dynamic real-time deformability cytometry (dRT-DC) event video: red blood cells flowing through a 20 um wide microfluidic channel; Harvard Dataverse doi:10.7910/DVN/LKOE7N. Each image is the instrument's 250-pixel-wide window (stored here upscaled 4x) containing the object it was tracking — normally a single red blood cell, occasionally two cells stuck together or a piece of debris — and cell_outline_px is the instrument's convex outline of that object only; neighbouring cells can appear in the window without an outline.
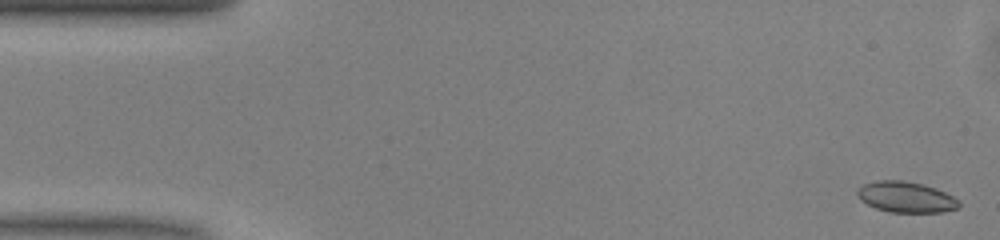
{"species": "common noctule bat (a hibernating species)", "species_latin": "Nyctalus noctula", "temperature_condition": "warm", "stored_images_in_passage": 49, "camera_frame_rate_fps": 3000, "um_per_image_px": 0.085, "animal": {"sex": "male", "body_mass_g": 13.0, "forearm_length_mm": 53.1}, "frame": {"image": 1, "passage_image": 1, "time_ms": 0.0, "image_size_px": [1000, 240], "cell_outline_px": [[960, 204], [956, 208], [944, 212], [892, 212], [876, 208], [860, 200], [856, 192], [864, 184], [876, 180], [904, 180], [924, 184], [936, 188], [960, 200]], "centroid_in_image_um": [77.02, 16.74], "position_along_channel_um": 8.0, "area_um2": 18.21}}
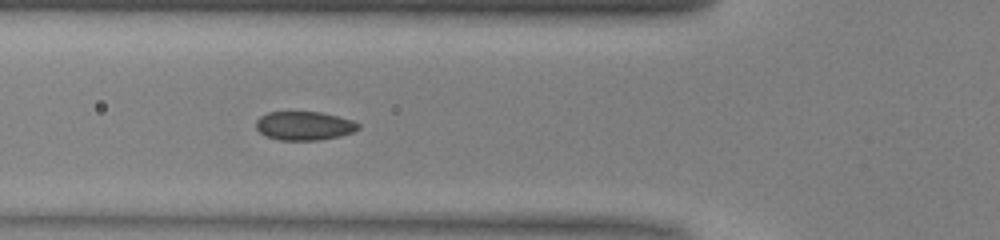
{"frame": {"image": 2, "passage_image": 17, "time_ms": 5.333, "image_size_px": [1000, 240], "cell_outline_px": [[360, 128], [352, 132], [340, 136], [320, 140], [280, 140], [264, 136], [256, 128], [256, 120], [260, 116], [268, 112], [320, 112], [352, 120], [360, 124]], "centroid_in_image_um": [25.84, 10.7], "position_along_channel_um": 100.0, "area_um2": 17.17}}
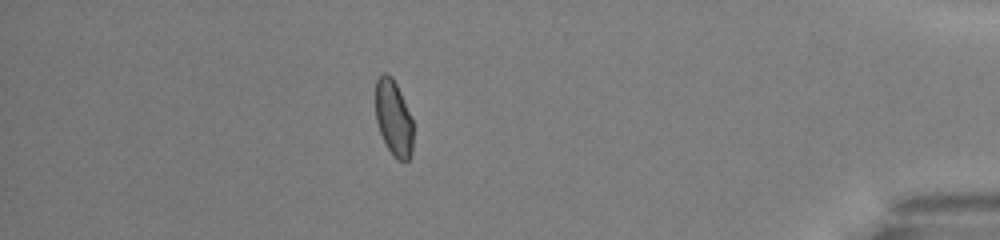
{"frame": {"image": 3, "passage_image": 43, "time_ms": 14.0, "image_size_px": [1000, 240], "cell_outline_px": [[412, 156], [408, 160], [400, 160], [388, 148], [380, 132], [376, 120], [376, 80], [380, 72], [388, 72], [392, 76], [412, 116]], "centroid_in_image_um": [33.45, 9.96], "position_along_channel_um": 401.7, "area_um2": 16.53}, "authors_computed_cell_mechanics": {"area_um2": 17.5134, "velocity_mm_per_s": 4.077, "shape_relaxation_time_tau1_ms": 6.3107, "shape_relaxation_time_tau2_ms": 0.6736, "deformation_change_tau1": 0.1135, "deformation_change_tau2": 0.0486}}